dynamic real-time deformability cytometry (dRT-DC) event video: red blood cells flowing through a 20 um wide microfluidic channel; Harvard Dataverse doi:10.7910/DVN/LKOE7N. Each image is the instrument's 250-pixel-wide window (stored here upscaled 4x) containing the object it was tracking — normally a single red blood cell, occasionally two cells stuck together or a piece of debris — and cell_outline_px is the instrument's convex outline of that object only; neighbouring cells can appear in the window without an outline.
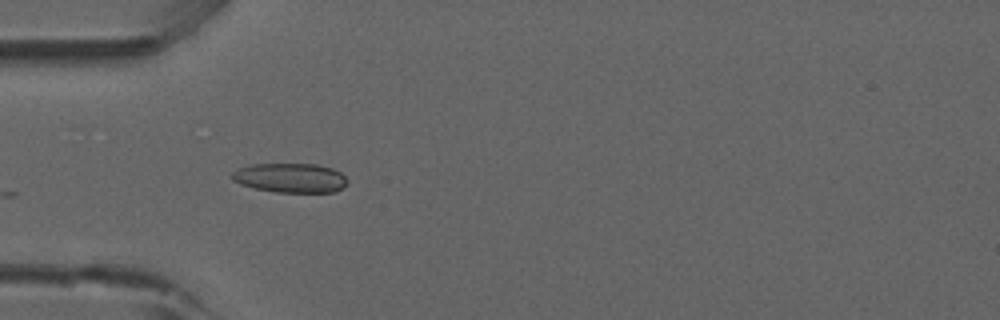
{"species": "common noctule bat (a hibernating species)", "species_latin": "Nyctalus noctula", "temperature_condition": "room temperature", "stored_images_in_passage": 4, "camera_frame_rate_fps": 3000, "um_per_image_px": 0.085, "animal": {"sex": "male", "forearm_length_mm": 52.5}, "frame": {"image": 1, "passage_image": 2, "time_ms": 0.333, "image_size_px": [1000, 320], "cell_outline_px": [[348, 180], [344, 188], [336, 192], [276, 192], [256, 188], [240, 184], [232, 180], [232, 172], [236, 168], [252, 164], [316, 164], [332, 168], [340, 172]], "centroid_in_image_um": [24.69, 15.12], "position_along_channel_um": 60.3, "area_um2": 19.88}}